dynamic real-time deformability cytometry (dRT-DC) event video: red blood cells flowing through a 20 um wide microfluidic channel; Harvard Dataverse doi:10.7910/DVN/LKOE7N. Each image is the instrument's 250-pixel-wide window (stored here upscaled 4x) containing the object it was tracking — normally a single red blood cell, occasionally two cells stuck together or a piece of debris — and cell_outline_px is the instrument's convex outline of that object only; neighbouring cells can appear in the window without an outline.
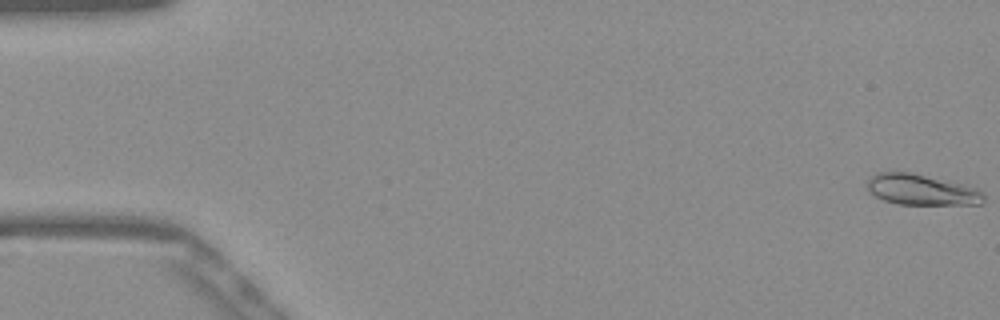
{"species": "Egyptian fruit bat (a non-hibernating species)", "species_latin": "Rousettus aegyptiacus", "temperature_condition": "warm", "stored_images_in_passage": 52, "camera_frame_rate_fps": 3000, "um_per_image_px": 0.085, "frame": {"image": 1, "passage_image": 1, "time_ms": 0.0, "image_size_px": [1000, 320], "cell_outline_px": [[984, 200], [980, 204], [900, 204], [884, 200], [868, 192], [868, 180], [876, 172], [912, 172], [976, 188], [984, 192]], "centroid_in_image_um": [78.31, 16.12], "position_along_channel_um": 6.7, "area_um2": 20.63}}
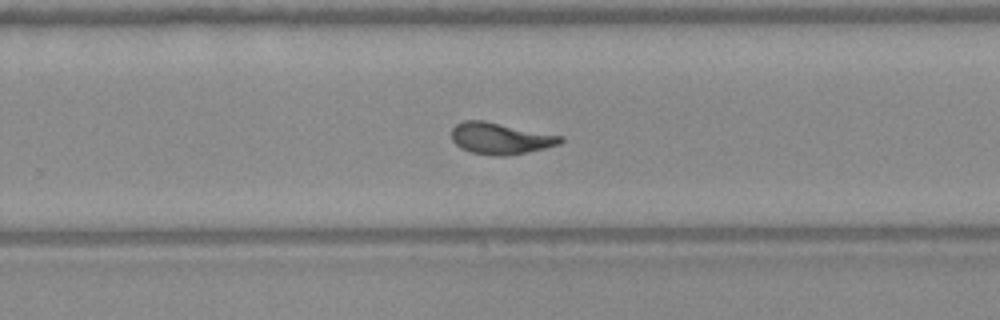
{"frame": {"image": 2, "passage_image": 34, "time_ms": 11.0, "image_size_px": [1000, 320], "cell_outline_px": [[564, 140], [560, 144], [544, 148], [504, 156], [496, 156], [472, 152], [460, 148], [452, 140], [452, 128], [456, 124], [464, 120], [484, 120], [564, 136]], "centroid_in_image_um": [42.53, 11.75], "position_along_channel_um": 287.3, "area_um2": 19.94}}
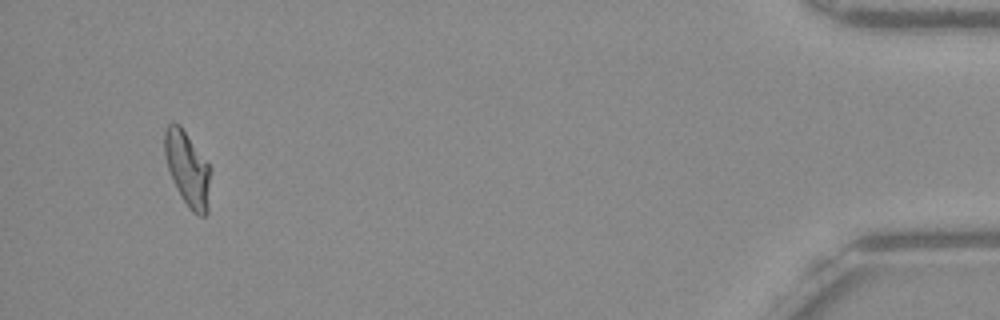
{"frame": {"image": 3, "passage_image": 50, "time_ms": 16.333, "image_size_px": [1000, 320], "cell_outline_px": [[212, 168], [208, 212], [204, 216], [200, 216], [192, 212], [188, 208], [180, 196], [168, 168], [164, 156], [164, 132], [168, 124], [172, 120], [180, 124]], "centroid_in_image_um": [15.96, 14.35], "position_along_channel_um": 419.2, "area_um2": 20.46}, "authors_computed_cell_mechanics": {"area_um2": 19.9699, "velocity_mm_per_s": 3.8993, "shape_relaxation_time_tau1_ms": 5.3111, "shape_relaxation_time_tau2_ms": 0.9943, "deformation_change_tau1": 0.1987, "deformation_change_tau2": 0.0825}}